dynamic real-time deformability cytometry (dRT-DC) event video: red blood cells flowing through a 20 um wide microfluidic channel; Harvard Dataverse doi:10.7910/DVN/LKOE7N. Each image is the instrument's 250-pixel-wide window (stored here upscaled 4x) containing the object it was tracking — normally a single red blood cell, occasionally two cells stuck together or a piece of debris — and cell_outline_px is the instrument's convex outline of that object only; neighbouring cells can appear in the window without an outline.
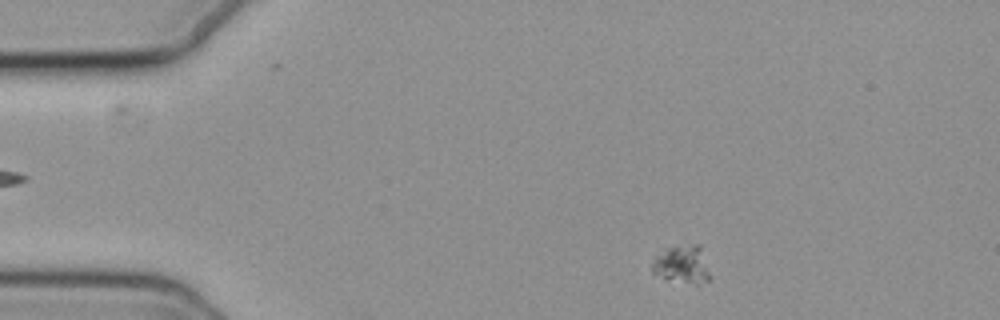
{"species": "common noctule bat (a hibernating species)", "species_latin": "Nyctalus noctula", "temperature_condition": "cold", "stored_images_in_passage": 41, "camera_frame_rate_fps": 3000, "um_per_image_px": 0.085, "animal": {"sex": "female", "body_mass_g": 19.3, "forearm_length_mm": 54.1}, "frame": {"image": 1, "passage_image": 3, "time_ms": 0.667, "image_size_px": [1000, 320], "cell_outline_px": [[712, 276], [708, 280], [696, 284], [664, 276], [652, 272], [652, 264], [668, 248], [692, 244], [700, 244]], "centroid_in_image_um": [58.1, 22.46], "position_along_channel_um": 26.9, "area_um2": 12.08}}
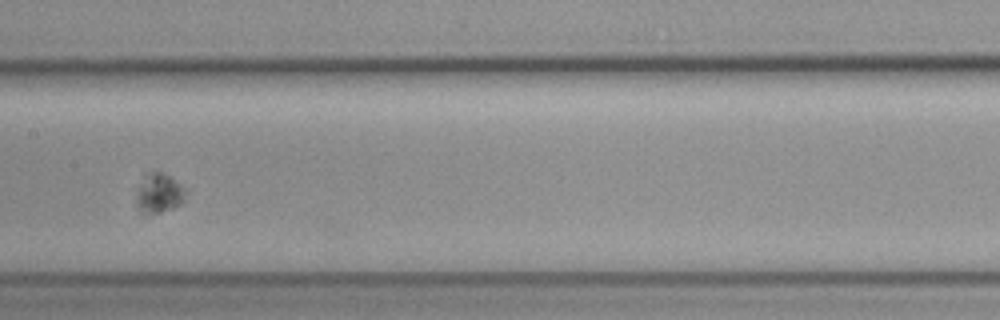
{"frame": {"image": 2, "passage_image": 23, "time_ms": 7.333, "image_size_px": [1000, 320], "cell_outline_px": [[188, 192], [184, 200], [180, 204], [172, 208], [160, 212], [144, 216], [140, 212], [136, 204], [136, 188], [144, 172], [160, 172], [168, 176], [180, 184]], "centroid_in_image_um": [13.45, 16.44], "position_along_channel_um": 193.9, "area_um2": 11.73}}
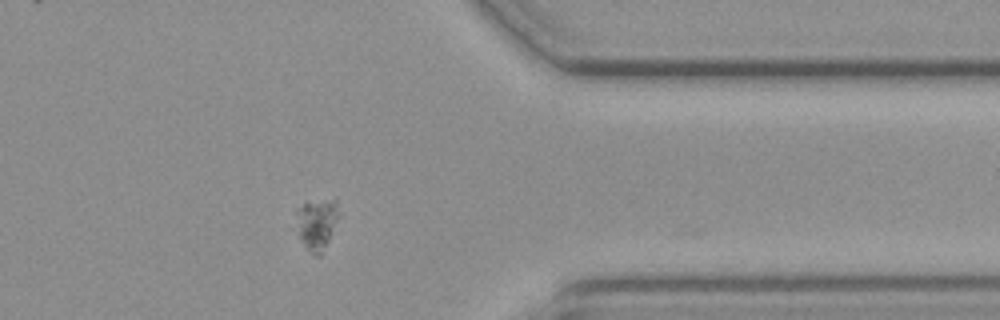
{"frame": {"image": 3, "passage_image": 40, "time_ms": 13.0, "image_size_px": [1000, 320], "cell_outline_px": [[340, 216], [320, 256], [316, 256], [304, 244], [300, 236], [296, 212], [296, 208], [304, 204], [332, 200], [336, 200], [340, 212]], "centroid_in_image_um": [26.97, 19.02], "position_along_channel_um": 384.4, "area_um2": 12.08}}